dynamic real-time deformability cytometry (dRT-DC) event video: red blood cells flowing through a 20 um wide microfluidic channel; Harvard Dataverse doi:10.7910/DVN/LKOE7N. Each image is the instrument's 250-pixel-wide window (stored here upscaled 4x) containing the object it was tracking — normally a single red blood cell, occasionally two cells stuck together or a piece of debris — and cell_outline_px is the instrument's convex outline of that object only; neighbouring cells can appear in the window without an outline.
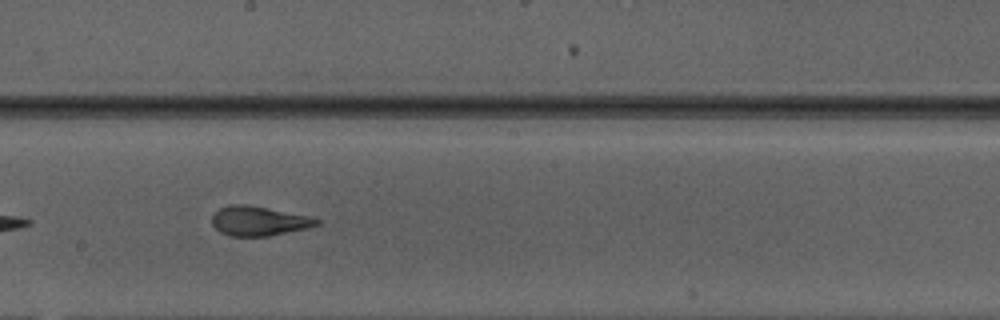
{"species": "Egyptian fruit bat (a non-hibernating species)", "species_latin": "Rousettus aegyptiacus", "temperature_condition": "warm", "stored_images_in_passage": 29, "camera_frame_rate_fps": 3000, "um_per_image_px": 0.085, "animal": {"sex": "male"}, "frame": {"image": 1, "passage_image": 13, "time_ms": 4.0, "image_size_px": [1000, 320], "cell_outline_px": [[320, 224], [308, 228], [268, 236], [228, 236], [220, 232], [212, 224], [212, 216], [220, 208], [228, 204], [244, 204], [268, 208], [308, 216], [320, 220]], "centroid_in_image_um": [21.98, 18.79], "position_along_channel_um": 226.2, "area_um2": 17.92}, "authors_computed_cell_mechanics": {"area_um2": 18.3804, "velocity_mm_per_s": 4.2043, "shape_relaxation_time_tau1_ms": 5.6164, "shape_relaxation_time_tau2_ms": 0.8189, "deformation_change_tau1": 0.1864, "deformation_change_tau2": 0.0818}}